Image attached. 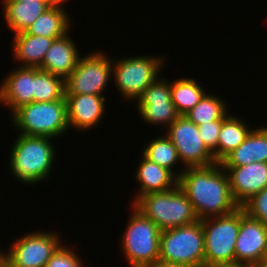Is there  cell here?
Wrapping results in <instances>:
<instances>
[{
	"label": "cell",
	"mask_w": 267,
	"mask_h": 267,
	"mask_svg": "<svg viewBox=\"0 0 267 267\" xmlns=\"http://www.w3.org/2000/svg\"><path fill=\"white\" fill-rule=\"evenodd\" d=\"M42 231L19 236L8 251H2V259L11 267H46L63 240L57 232Z\"/></svg>",
	"instance_id": "cell-9"
},
{
	"label": "cell",
	"mask_w": 267,
	"mask_h": 267,
	"mask_svg": "<svg viewBox=\"0 0 267 267\" xmlns=\"http://www.w3.org/2000/svg\"><path fill=\"white\" fill-rule=\"evenodd\" d=\"M146 145L140 155H143L151 162L166 168L179 178L184 169L181 168V170H178L179 172L174 170L175 165H178V162L181 164V161L177 149L166 134L164 133L162 137L160 135L159 138L150 140Z\"/></svg>",
	"instance_id": "cell-24"
},
{
	"label": "cell",
	"mask_w": 267,
	"mask_h": 267,
	"mask_svg": "<svg viewBox=\"0 0 267 267\" xmlns=\"http://www.w3.org/2000/svg\"><path fill=\"white\" fill-rule=\"evenodd\" d=\"M18 134L55 139L70 129L65 97L52 102H32L17 108L10 117Z\"/></svg>",
	"instance_id": "cell-4"
},
{
	"label": "cell",
	"mask_w": 267,
	"mask_h": 267,
	"mask_svg": "<svg viewBox=\"0 0 267 267\" xmlns=\"http://www.w3.org/2000/svg\"><path fill=\"white\" fill-rule=\"evenodd\" d=\"M206 94L194 78H180L171 82V99L179 115L189 112Z\"/></svg>",
	"instance_id": "cell-25"
},
{
	"label": "cell",
	"mask_w": 267,
	"mask_h": 267,
	"mask_svg": "<svg viewBox=\"0 0 267 267\" xmlns=\"http://www.w3.org/2000/svg\"><path fill=\"white\" fill-rule=\"evenodd\" d=\"M223 121H210L202 125H198V132L203 140V143L208 150L213 154L217 162V144L219 133Z\"/></svg>",
	"instance_id": "cell-30"
},
{
	"label": "cell",
	"mask_w": 267,
	"mask_h": 267,
	"mask_svg": "<svg viewBox=\"0 0 267 267\" xmlns=\"http://www.w3.org/2000/svg\"><path fill=\"white\" fill-rule=\"evenodd\" d=\"M68 1H70V0H56V2L60 3V4H65Z\"/></svg>",
	"instance_id": "cell-35"
},
{
	"label": "cell",
	"mask_w": 267,
	"mask_h": 267,
	"mask_svg": "<svg viewBox=\"0 0 267 267\" xmlns=\"http://www.w3.org/2000/svg\"><path fill=\"white\" fill-rule=\"evenodd\" d=\"M228 109L225 100L206 93L185 116L198 126L210 121H223Z\"/></svg>",
	"instance_id": "cell-27"
},
{
	"label": "cell",
	"mask_w": 267,
	"mask_h": 267,
	"mask_svg": "<svg viewBox=\"0 0 267 267\" xmlns=\"http://www.w3.org/2000/svg\"><path fill=\"white\" fill-rule=\"evenodd\" d=\"M259 267H267V263H261Z\"/></svg>",
	"instance_id": "cell-36"
},
{
	"label": "cell",
	"mask_w": 267,
	"mask_h": 267,
	"mask_svg": "<svg viewBox=\"0 0 267 267\" xmlns=\"http://www.w3.org/2000/svg\"><path fill=\"white\" fill-rule=\"evenodd\" d=\"M228 175L232 197L241 207L252 196L267 188V163L253 162L238 167H223Z\"/></svg>",
	"instance_id": "cell-14"
},
{
	"label": "cell",
	"mask_w": 267,
	"mask_h": 267,
	"mask_svg": "<svg viewBox=\"0 0 267 267\" xmlns=\"http://www.w3.org/2000/svg\"><path fill=\"white\" fill-rule=\"evenodd\" d=\"M70 128L80 132L97 127L106 109V97L94 94H65Z\"/></svg>",
	"instance_id": "cell-15"
},
{
	"label": "cell",
	"mask_w": 267,
	"mask_h": 267,
	"mask_svg": "<svg viewBox=\"0 0 267 267\" xmlns=\"http://www.w3.org/2000/svg\"><path fill=\"white\" fill-rule=\"evenodd\" d=\"M17 135L9 157V170L13 178L25 185L49 179L57 151L56 146L52 145L53 138Z\"/></svg>",
	"instance_id": "cell-2"
},
{
	"label": "cell",
	"mask_w": 267,
	"mask_h": 267,
	"mask_svg": "<svg viewBox=\"0 0 267 267\" xmlns=\"http://www.w3.org/2000/svg\"><path fill=\"white\" fill-rule=\"evenodd\" d=\"M3 18L11 33L24 32L50 6L57 2L2 1Z\"/></svg>",
	"instance_id": "cell-21"
},
{
	"label": "cell",
	"mask_w": 267,
	"mask_h": 267,
	"mask_svg": "<svg viewBox=\"0 0 267 267\" xmlns=\"http://www.w3.org/2000/svg\"><path fill=\"white\" fill-rule=\"evenodd\" d=\"M0 84V104L10 113L33 102L34 67L17 66Z\"/></svg>",
	"instance_id": "cell-16"
},
{
	"label": "cell",
	"mask_w": 267,
	"mask_h": 267,
	"mask_svg": "<svg viewBox=\"0 0 267 267\" xmlns=\"http://www.w3.org/2000/svg\"><path fill=\"white\" fill-rule=\"evenodd\" d=\"M64 4L56 3L46 9L25 31L27 34L59 38L71 29V18L63 7Z\"/></svg>",
	"instance_id": "cell-22"
},
{
	"label": "cell",
	"mask_w": 267,
	"mask_h": 267,
	"mask_svg": "<svg viewBox=\"0 0 267 267\" xmlns=\"http://www.w3.org/2000/svg\"><path fill=\"white\" fill-rule=\"evenodd\" d=\"M0 267H11L6 261H4L2 258L0 260Z\"/></svg>",
	"instance_id": "cell-34"
},
{
	"label": "cell",
	"mask_w": 267,
	"mask_h": 267,
	"mask_svg": "<svg viewBox=\"0 0 267 267\" xmlns=\"http://www.w3.org/2000/svg\"><path fill=\"white\" fill-rule=\"evenodd\" d=\"M253 162L267 163V127L253 128L246 139L220 163L222 167H238Z\"/></svg>",
	"instance_id": "cell-19"
},
{
	"label": "cell",
	"mask_w": 267,
	"mask_h": 267,
	"mask_svg": "<svg viewBox=\"0 0 267 267\" xmlns=\"http://www.w3.org/2000/svg\"><path fill=\"white\" fill-rule=\"evenodd\" d=\"M160 77L141 94L135 105L144 123L167 129L180 115L171 99V82Z\"/></svg>",
	"instance_id": "cell-12"
},
{
	"label": "cell",
	"mask_w": 267,
	"mask_h": 267,
	"mask_svg": "<svg viewBox=\"0 0 267 267\" xmlns=\"http://www.w3.org/2000/svg\"><path fill=\"white\" fill-rule=\"evenodd\" d=\"M13 37L11 48L13 58L19 62L18 66L36 68L40 67L46 52L50 49L54 39H56L39 35H30L25 31L14 34Z\"/></svg>",
	"instance_id": "cell-20"
},
{
	"label": "cell",
	"mask_w": 267,
	"mask_h": 267,
	"mask_svg": "<svg viewBox=\"0 0 267 267\" xmlns=\"http://www.w3.org/2000/svg\"><path fill=\"white\" fill-rule=\"evenodd\" d=\"M1 1H20V2L39 1V2H56V0H1Z\"/></svg>",
	"instance_id": "cell-32"
},
{
	"label": "cell",
	"mask_w": 267,
	"mask_h": 267,
	"mask_svg": "<svg viewBox=\"0 0 267 267\" xmlns=\"http://www.w3.org/2000/svg\"><path fill=\"white\" fill-rule=\"evenodd\" d=\"M216 267H252V266L244 265V264H231V265H222V266H216Z\"/></svg>",
	"instance_id": "cell-33"
},
{
	"label": "cell",
	"mask_w": 267,
	"mask_h": 267,
	"mask_svg": "<svg viewBox=\"0 0 267 267\" xmlns=\"http://www.w3.org/2000/svg\"><path fill=\"white\" fill-rule=\"evenodd\" d=\"M159 260L205 267V241L201 220L160 233Z\"/></svg>",
	"instance_id": "cell-7"
},
{
	"label": "cell",
	"mask_w": 267,
	"mask_h": 267,
	"mask_svg": "<svg viewBox=\"0 0 267 267\" xmlns=\"http://www.w3.org/2000/svg\"><path fill=\"white\" fill-rule=\"evenodd\" d=\"M65 97V80L34 67L33 102H52Z\"/></svg>",
	"instance_id": "cell-26"
},
{
	"label": "cell",
	"mask_w": 267,
	"mask_h": 267,
	"mask_svg": "<svg viewBox=\"0 0 267 267\" xmlns=\"http://www.w3.org/2000/svg\"><path fill=\"white\" fill-rule=\"evenodd\" d=\"M2 251H3V250H0V260H1V258H2Z\"/></svg>",
	"instance_id": "cell-38"
},
{
	"label": "cell",
	"mask_w": 267,
	"mask_h": 267,
	"mask_svg": "<svg viewBox=\"0 0 267 267\" xmlns=\"http://www.w3.org/2000/svg\"><path fill=\"white\" fill-rule=\"evenodd\" d=\"M148 267H197V266H191L186 264H176V263H168L161 260H158L154 264L148 266Z\"/></svg>",
	"instance_id": "cell-31"
},
{
	"label": "cell",
	"mask_w": 267,
	"mask_h": 267,
	"mask_svg": "<svg viewBox=\"0 0 267 267\" xmlns=\"http://www.w3.org/2000/svg\"><path fill=\"white\" fill-rule=\"evenodd\" d=\"M241 208L245 213L267 226V188L247 200Z\"/></svg>",
	"instance_id": "cell-28"
},
{
	"label": "cell",
	"mask_w": 267,
	"mask_h": 267,
	"mask_svg": "<svg viewBox=\"0 0 267 267\" xmlns=\"http://www.w3.org/2000/svg\"><path fill=\"white\" fill-rule=\"evenodd\" d=\"M262 263H267V254H266L265 259L262 261Z\"/></svg>",
	"instance_id": "cell-37"
},
{
	"label": "cell",
	"mask_w": 267,
	"mask_h": 267,
	"mask_svg": "<svg viewBox=\"0 0 267 267\" xmlns=\"http://www.w3.org/2000/svg\"><path fill=\"white\" fill-rule=\"evenodd\" d=\"M241 207L231 214L201 220L205 241V267L235 264V245Z\"/></svg>",
	"instance_id": "cell-8"
},
{
	"label": "cell",
	"mask_w": 267,
	"mask_h": 267,
	"mask_svg": "<svg viewBox=\"0 0 267 267\" xmlns=\"http://www.w3.org/2000/svg\"><path fill=\"white\" fill-rule=\"evenodd\" d=\"M83 260L69 246L63 243L51 256L46 267H83Z\"/></svg>",
	"instance_id": "cell-29"
},
{
	"label": "cell",
	"mask_w": 267,
	"mask_h": 267,
	"mask_svg": "<svg viewBox=\"0 0 267 267\" xmlns=\"http://www.w3.org/2000/svg\"><path fill=\"white\" fill-rule=\"evenodd\" d=\"M178 186L188 196L199 220L225 216L239 208L221 163L184 168Z\"/></svg>",
	"instance_id": "cell-1"
},
{
	"label": "cell",
	"mask_w": 267,
	"mask_h": 267,
	"mask_svg": "<svg viewBox=\"0 0 267 267\" xmlns=\"http://www.w3.org/2000/svg\"><path fill=\"white\" fill-rule=\"evenodd\" d=\"M112 58L113 79L124 101H135L159 77L166 62L164 56H132Z\"/></svg>",
	"instance_id": "cell-6"
},
{
	"label": "cell",
	"mask_w": 267,
	"mask_h": 267,
	"mask_svg": "<svg viewBox=\"0 0 267 267\" xmlns=\"http://www.w3.org/2000/svg\"><path fill=\"white\" fill-rule=\"evenodd\" d=\"M69 35L68 32L64 36L54 39L39 67L41 70L62 77L64 80L76 68L81 57L75 40H72Z\"/></svg>",
	"instance_id": "cell-17"
},
{
	"label": "cell",
	"mask_w": 267,
	"mask_h": 267,
	"mask_svg": "<svg viewBox=\"0 0 267 267\" xmlns=\"http://www.w3.org/2000/svg\"><path fill=\"white\" fill-rule=\"evenodd\" d=\"M247 123L237 115L228 114L222 122L217 144V163L235 150L252 131Z\"/></svg>",
	"instance_id": "cell-23"
},
{
	"label": "cell",
	"mask_w": 267,
	"mask_h": 267,
	"mask_svg": "<svg viewBox=\"0 0 267 267\" xmlns=\"http://www.w3.org/2000/svg\"><path fill=\"white\" fill-rule=\"evenodd\" d=\"M166 136L177 149L183 168L205 167L216 162L213 154L203 143L198 132V126L185 115H180L164 130Z\"/></svg>",
	"instance_id": "cell-11"
},
{
	"label": "cell",
	"mask_w": 267,
	"mask_h": 267,
	"mask_svg": "<svg viewBox=\"0 0 267 267\" xmlns=\"http://www.w3.org/2000/svg\"><path fill=\"white\" fill-rule=\"evenodd\" d=\"M121 241L122 254L130 267H148L159 260L160 233L157 225L133 205Z\"/></svg>",
	"instance_id": "cell-5"
},
{
	"label": "cell",
	"mask_w": 267,
	"mask_h": 267,
	"mask_svg": "<svg viewBox=\"0 0 267 267\" xmlns=\"http://www.w3.org/2000/svg\"><path fill=\"white\" fill-rule=\"evenodd\" d=\"M267 254V226L241 208V223L235 245V264L259 267Z\"/></svg>",
	"instance_id": "cell-13"
},
{
	"label": "cell",
	"mask_w": 267,
	"mask_h": 267,
	"mask_svg": "<svg viewBox=\"0 0 267 267\" xmlns=\"http://www.w3.org/2000/svg\"><path fill=\"white\" fill-rule=\"evenodd\" d=\"M135 179L139 185V191L134 196V203L140 196L153 192H163L175 188L178 185V178L166 168L151 162L143 155L140 162Z\"/></svg>",
	"instance_id": "cell-18"
},
{
	"label": "cell",
	"mask_w": 267,
	"mask_h": 267,
	"mask_svg": "<svg viewBox=\"0 0 267 267\" xmlns=\"http://www.w3.org/2000/svg\"><path fill=\"white\" fill-rule=\"evenodd\" d=\"M131 204L161 231L199 221L191 201L178 185L167 191L140 196Z\"/></svg>",
	"instance_id": "cell-3"
},
{
	"label": "cell",
	"mask_w": 267,
	"mask_h": 267,
	"mask_svg": "<svg viewBox=\"0 0 267 267\" xmlns=\"http://www.w3.org/2000/svg\"><path fill=\"white\" fill-rule=\"evenodd\" d=\"M113 75L112 59L103 51L80 57L76 68L65 79V94L103 95Z\"/></svg>",
	"instance_id": "cell-10"
}]
</instances>
